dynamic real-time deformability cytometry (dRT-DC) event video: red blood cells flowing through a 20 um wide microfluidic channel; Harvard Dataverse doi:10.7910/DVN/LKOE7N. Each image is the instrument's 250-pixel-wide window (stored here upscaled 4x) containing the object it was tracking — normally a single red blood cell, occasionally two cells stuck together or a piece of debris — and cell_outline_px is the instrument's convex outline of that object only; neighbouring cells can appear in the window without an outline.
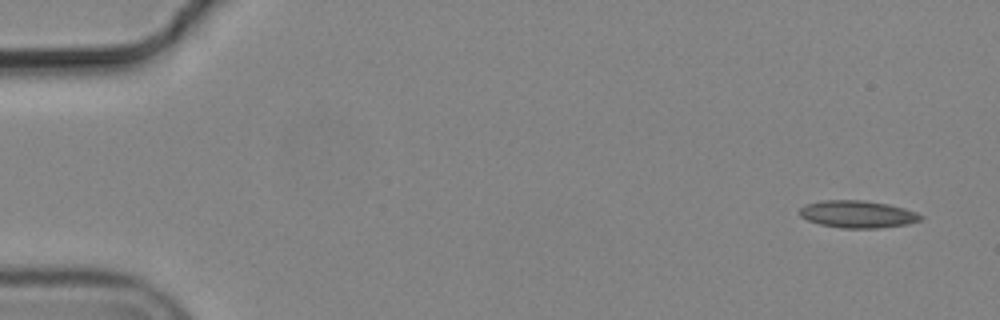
{"species": "common noctule bat (a hibernating species)", "species_latin": "Nyctalus noctula", "temperature_condition": "cold", "stored_images_in_passage": 14, "camera_frame_rate_fps": 3000, "um_per_image_px": 0.085, "animal": {"sex": "male", "body_mass_g": 19.2, "forearm_length_mm": 51.8}, "frame": {"image": 1, "passage_image": 1, "time_ms": 0.0, "image_size_px": [1000, 320], "cell_outline_px": [[924, 220], [908, 224], [880, 228], [840, 228], [820, 224], [808, 220], [800, 216], [800, 208], [804, 204], [820, 200], [864, 200], [888, 204], [904, 208], [916, 212], [924, 216]], "centroid_in_image_um": [72.92, 18.2], "position_along_channel_um": 12.1, "area_um2": 19.48}}
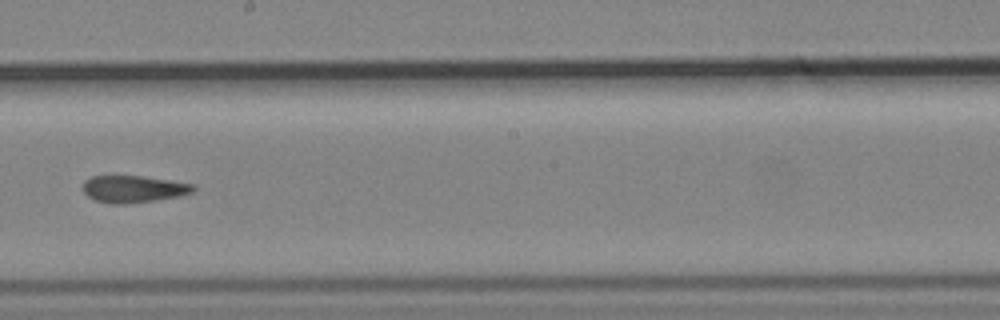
{"frame": {"image": 2, "passage_image": 8, "time_ms": 2.333, "image_size_px": [1000, 320], "cell_outline_px": [[196, 188], [192, 192], [180, 196], [156, 200], [124, 204], [112, 204], [96, 200], [88, 196], [84, 192], [84, 180], [92, 176], [140, 176], [196, 184]], "centroid_in_image_um": [11.37, 16.07], "position_along_channel_um": 236.8, "area_um2": 17.28}}
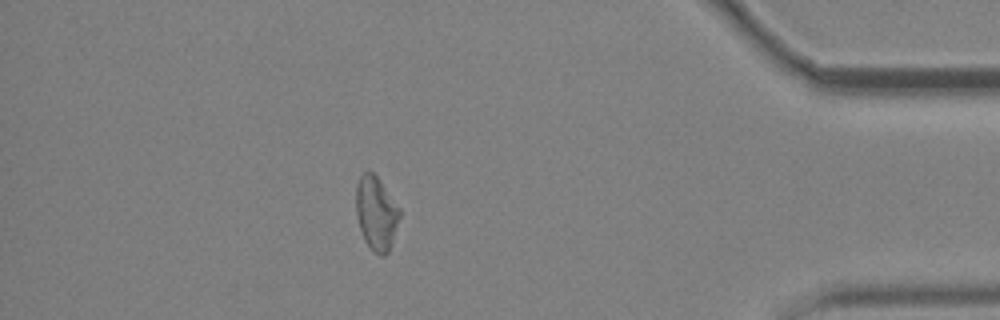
{"frame": {"image": 3, "passage_image": 13, "time_ms": 4.0, "image_size_px": [1000, 320], "cell_outline_px": [[400, 216], [388, 252], [384, 256], [380, 256], [364, 240], [360, 228], [356, 212], [356, 184], [360, 176], [368, 168], [380, 180], [400, 208]], "centroid_in_image_um": [31.97, 18.07], "position_along_channel_um": 403.2, "area_um2": 18.55}}